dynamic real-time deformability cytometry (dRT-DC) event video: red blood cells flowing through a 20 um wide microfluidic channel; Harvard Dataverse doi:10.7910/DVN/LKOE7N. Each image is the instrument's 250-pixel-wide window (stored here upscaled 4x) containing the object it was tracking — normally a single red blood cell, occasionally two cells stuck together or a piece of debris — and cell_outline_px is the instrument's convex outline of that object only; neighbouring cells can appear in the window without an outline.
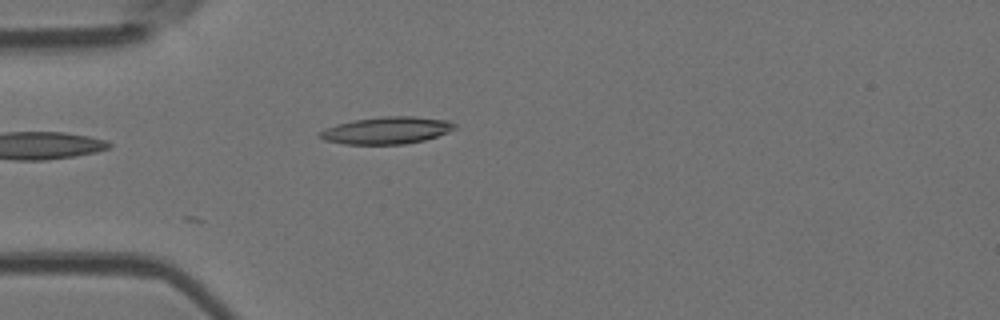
{"species": "Egyptian fruit bat (a non-hibernating species)", "species_latin": "Rousettus aegyptiacus", "temperature_condition": "room temperature", "stored_images_in_passage": 3, "camera_frame_rate_fps": 3000, "um_per_image_px": 0.085, "animal": {"sex": "female"}, "frame": {"image": 1, "passage_image": 3, "time_ms": 4.333, "image_size_px": [1000, 320], "cell_outline_px": [[456, 128], [448, 132], [424, 140], [404, 144], [344, 144], [324, 140], [316, 136], [320, 132], [336, 124], [356, 120], [384, 116], [412, 116], [448, 120], [456, 124]], "centroid_in_image_um": [32.88, 11.08], "position_along_channel_um": 52.1, "area_um2": 21.15}}